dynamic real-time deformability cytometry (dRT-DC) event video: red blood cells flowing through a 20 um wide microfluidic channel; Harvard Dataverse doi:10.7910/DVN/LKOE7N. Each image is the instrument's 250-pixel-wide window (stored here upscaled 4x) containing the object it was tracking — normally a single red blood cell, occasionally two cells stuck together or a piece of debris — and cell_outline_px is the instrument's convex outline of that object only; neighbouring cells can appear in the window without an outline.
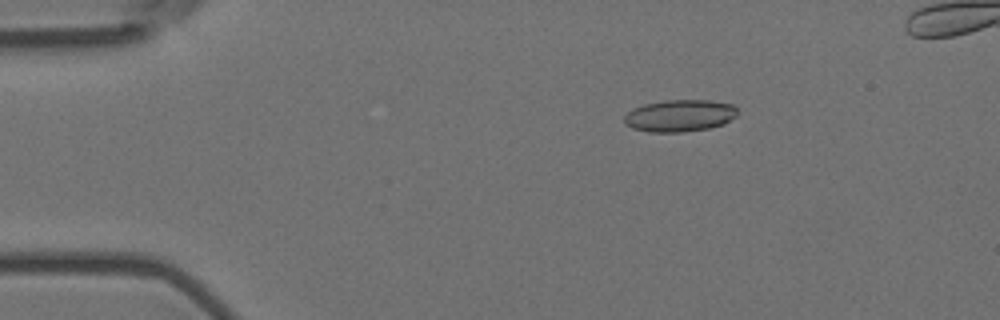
{"species": "Egyptian fruit bat (a non-hibernating species)", "species_latin": "Rousettus aegyptiacus", "temperature_condition": "room temperature", "stored_images_in_passage": 6, "camera_frame_rate_fps": 3000, "um_per_image_px": 0.085, "animal": {"sex": "female"}, "frame": {"image": 1, "passage_image": 3, "time_ms": 0.667, "image_size_px": [1000, 320], "cell_outline_px": [[736, 116], [724, 124], [708, 128], [680, 132], [648, 132], [632, 128], [624, 124], [624, 116], [632, 108], [644, 104], [664, 100], [708, 100], [732, 104], [736, 108]], "centroid_in_image_um": [57.74, 9.83], "position_along_channel_um": 27.3, "area_um2": 21.15}}